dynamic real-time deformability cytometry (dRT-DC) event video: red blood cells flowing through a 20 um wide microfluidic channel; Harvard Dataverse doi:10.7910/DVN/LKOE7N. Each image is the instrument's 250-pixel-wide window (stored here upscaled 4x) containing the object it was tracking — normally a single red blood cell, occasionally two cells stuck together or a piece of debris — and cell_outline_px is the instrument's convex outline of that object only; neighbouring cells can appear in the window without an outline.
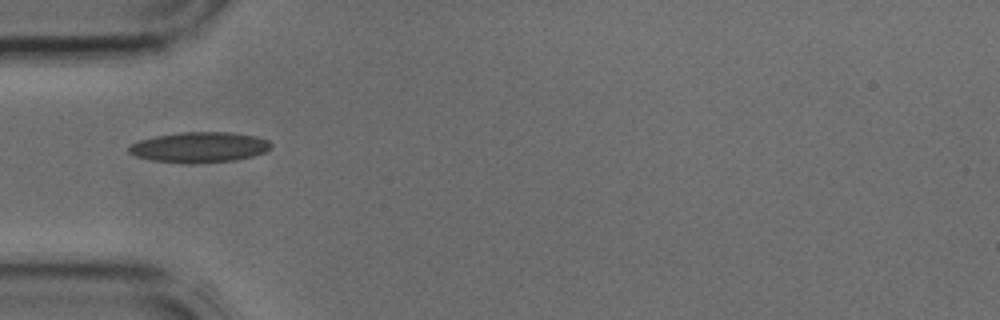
{"species": "common noctule bat (a hibernating species)", "species_latin": "Nyctalus noctula", "temperature_condition": "cold", "stored_images_in_passage": 4, "camera_frame_rate_fps": 3000, "um_per_image_px": 0.085, "animal": {"sex": "male", "body_mass_g": 17.9, "forearm_length_mm": 54.2}, "frame": {"image": 1, "passage_image": 4, "time_ms": 1.0, "image_size_px": [1000, 320], "cell_outline_px": [[272, 148], [264, 152], [252, 156], [236, 160], [192, 164], [152, 160], [136, 156], [128, 152], [128, 144], [140, 140], [156, 136], [180, 132], [232, 132], [256, 136], [268, 140], [272, 144]], "centroid_in_image_um": [16.95, 12.51], "position_along_channel_um": 68.0, "area_um2": 25.37}}